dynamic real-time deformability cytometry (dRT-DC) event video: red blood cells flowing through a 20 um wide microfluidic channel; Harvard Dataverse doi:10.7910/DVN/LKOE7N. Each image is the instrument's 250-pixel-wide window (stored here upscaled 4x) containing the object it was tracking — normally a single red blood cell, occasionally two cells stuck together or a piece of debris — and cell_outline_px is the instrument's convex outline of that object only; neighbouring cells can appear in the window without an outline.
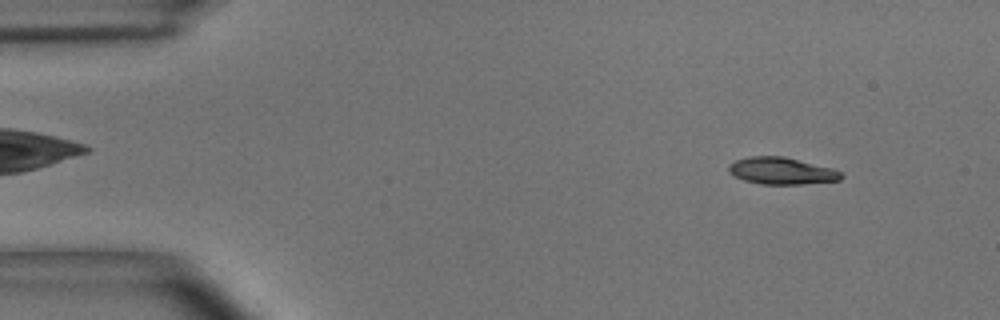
{"species": "common noctule bat (a hibernating species)", "species_latin": "Nyctalus noctula", "temperature_condition": "room temperature", "stored_images_in_passage": 4, "camera_frame_rate_fps": 3000, "um_per_image_px": 0.085, "animal": {"sex": "male", "body_mass_g": 15.6}, "frame": {"image": 1, "passage_image": 1, "time_ms": 0.0, "image_size_px": [1000, 320], "cell_outline_px": [[844, 176], [840, 180], [800, 184], [760, 184], [744, 180], [728, 172], [728, 164], [736, 160], [748, 156], [784, 156], [832, 168], [840, 172]], "centroid_in_image_um": [66.41, 14.52], "position_along_channel_um": 18.6, "area_um2": 17.63}}
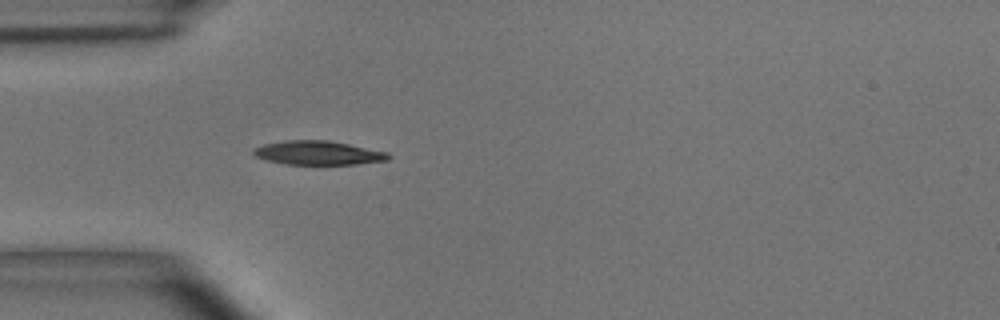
{"frame": {"image": 2, "passage_image": 4, "time_ms": 1.0, "image_size_px": [1000, 320], "cell_outline_px": [[392, 156], [388, 160], [356, 164], [284, 164], [268, 160], [256, 156], [252, 152], [252, 148], [264, 144], [288, 140], [328, 140], [388, 152]], "centroid_in_image_um": [27.05, 12.99], "position_along_channel_um": 58.0, "area_um2": 18.73}}